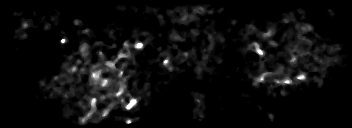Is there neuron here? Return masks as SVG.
Masks as SVG:
<instances>
[{"label": "neuron", "instance_id": "obj_1", "mask_svg": "<svg viewBox=\"0 0 352 128\" xmlns=\"http://www.w3.org/2000/svg\"><path fill=\"white\" fill-rule=\"evenodd\" d=\"M140 4L141 3L136 4V5H134V4L130 5V9L132 7H134V6H137V7L138 6H142L143 10L145 12H147V11L149 12L150 11L153 14V9L151 8V6H148V3H145L143 5H140ZM213 6H216V4H214V3H209L208 4V8H210V10L212 11V14L214 15L215 12L213 10ZM340 8L343 10V12L336 13L335 16H339L340 17V15H342V14L345 15L346 12H348V11L352 12V9L348 10V8H350V7L346 8L345 6L341 5ZM167 10H169V16L168 17L170 19L174 18L175 20H177L176 17H178V19H181V20L179 22H176V23H180L183 26V28H185L184 26L189 21V19L186 18L187 17L186 12H184L182 10V8H179V11H180L179 15L174 16L172 14L173 11H174V7H169L168 8V6H167ZM192 10L193 11L191 12V20H192V18L194 16L195 17H201V16H203V13L206 14L205 9H203V7L200 4L199 5H194ZM27 12L28 11L26 9H24L22 12H20V16L23 19V24L21 25V28H23L24 35L23 36H19V34H18V37H20L21 41L30 40V41H32V45L36 46V41L35 40H31L30 39L31 37L27 33H25L26 32L25 30L28 28L27 24H25V22H27L29 20V18L27 16ZM287 13H289V16H291V18H292V15H294L293 11H287ZM38 14H41V15L38 17L39 19H36V22H38V20L41 22L43 20V18L46 17V14H44L42 12V10H41V13H38ZM53 14H56L55 18L52 17ZM60 14H62L60 9L54 10V12L52 13V16H48L47 19L50 20V19L53 18L52 19L53 22L61 21ZM267 14H268V18L271 20L273 17H275L274 9H271L269 11V13H267ZM87 15L90 16L91 19H92V17L95 20L98 19V24H99V21H100L99 19L101 18L99 13H95L94 16H92L91 12H89ZM241 18L242 17L234 18V16H233V17H230L229 20L230 19H235V20L238 21V20H241ZM262 18H263L262 16L258 17L256 19V22L261 21ZM81 19H82L81 15H78V25L79 26L77 27V32L79 33V35L88 36L89 33H93L94 36L101 37V35H99L98 33H95V31H94V28H96V23L95 22L91 24L92 29L82 31V29L80 27L84 26V22H82ZM312 20L315 21V23H320L318 17L313 16V19H309V23H314ZM253 23H255V19L254 18L250 19V23L243 22V26H240V27L248 26V28H249V26H250V28H253ZM210 24H211V20H209V19H208V22L206 24L202 23V25H201V23H200V27L202 26V28L204 29V31L202 32V35H199L200 38L202 36V39H203L206 36L205 29L208 31V26H210ZM10 25H11V28H14L15 33H19L18 32V28H16L15 24L13 26H12V24H10ZM21 28H20V30H21ZM291 29L294 30V32H296V33H300V37L301 38H298L297 40H295V42L289 44V46H290L289 53H292V54L295 53L294 56L292 55V58L289 59L287 54L285 56L286 49H285V53H284L283 50L281 51V55H283L284 60L286 59L287 63L289 64V67H288L289 69L287 70L288 72H286V73L284 72V70H283L284 66H283V67H275L274 68V70H275L274 74L273 73L269 74V73H267L269 71H264L263 72L261 70L262 67L254 66L253 63L255 61H251V64H250L251 67H252L251 71L249 69H247L246 73H241V71L238 70V67L234 66L235 64L233 63L232 64L233 67H229V68L227 67L226 68L227 71H223L225 73L223 76L227 77L228 76V69H232V71L235 72L236 74H237V72H239V75H243L245 77H247L249 75V78L252 81V83H256V81H259L263 86L267 85L268 83L269 84L270 83H275L273 85L277 86V88L279 89V92H283L281 90V86L284 84L286 86L285 88L291 89V91L294 90V92H292V96L289 99V101H292L293 98H294V94H297V91H296L297 89L293 88V86H291V84L292 83H299L301 81H309L310 79H309L308 74L311 73L310 70H309V72L307 71L306 74L302 73L301 70L300 71L299 70L295 71V70L292 69L293 68L292 67L293 64L296 61L304 62L305 69H306L307 65L310 62H317V64H318V65H316L317 69L321 68V67L328 68V66H325V65L321 66V65H322L323 62L328 61L327 58H329V56H323V55L319 56L317 51L314 49L315 47H317V48H319V51H320V44H321V41H322V39H320V38L319 39L318 38H311V35L313 34V30L315 32H317L316 25L314 26V24H313L311 26V25H308L306 23H302V22L299 23L298 22L296 24H292ZM134 30L135 31H132V32H138L137 34H139L141 38H139L138 42L132 41L131 38L129 40H127V42H125V47H122V50L118 52V57L117 58H112V57H110L109 59L108 58H106V59L105 58H100V59L97 58L96 60L97 61L99 60V62H97V61L94 62V59L91 58L92 57V53H93L92 50H91V46H89L88 43L85 42L84 45H81V46L77 45V48H74V49L71 48L70 51H71L72 54L70 56H64L63 55V57H65V62H62V64H59V61L56 62V65L58 64V66H62V68L64 66V67H66L69 70V72H63L62 71V73H61V75L59 77L60 78V83H55V81L53 82V76L55 77V75H51L50 77L47 76V78H46V75H45L44 82L48 83V84L44 87V89H43L44 91L49 92L50 86H53L52 88H54L55 91L56 90H60V88H61V91L63 93L65 92V94H63V98H65L64 101H66V103L69 100H75V98H72V97H79V98H77L78 101L76 102V103H79L78 104L79 106L76 107V105H70V106H68L67 110H73V109L75 110V109H77L78 112H79V111H82V106H84V104H89L90 101L92 102L91 103L92 107H91V110H90V114H91L90 116H87L84 113H81V115L77 114V115H74V116L66 115V116H68V118H70L73 121V123H77L78 119H83V123H85L84 122L85 120H88L89 117H92L91 123L100 124V121H101L100 117L104 116V119H108L109 116L111 115L110 114L111 111L114 109L113 107H116L115 109H117V107L119 108V106L121 104H124L125 108L129 110V109L137 108V106L139 105L138 104L139 100L141 102V99L145 96V93H149L147 95L150 96V99L152 97H154V93L152 91L155 90L156 87H158V85H160V82L158 80H155V82L152 83L153 84V86H152L153 88H151L149 90H145L146 91L145 93L144 92L143 93H138V95L134 96L133 92H131L126 97H123V94H124L125 90L126 89H130V84L129 83L132 82V84H134L133 81H135V74L136 75L139 74V71H140V69L138 68L137 65L135 66V65L132 64L131 58H133L135 60V57H133V55L139 54L140 51L142 50V48L146 46L145 45V41H143L144 38H142V36H145V34H143L145 32H140L141 31L140 27H136ZM254 30L257 31V32H255L256 33L255 34L256 38H254L255 40H253L251 43H249L247 45L256 52L257 56H260V55L263 54L264 57L265 56L267 57L268 53L261 49L262 48L261 47L262 44L260 42H261V40L263 42H264V40H268L269 44H278L279 41L276 39V37L274 38V36H273V34H275V33H273L272 31H274V30L272 29V27H267V25H265L264 27H258L256 29L254 27ZM259 30H260V32H258ZM341 30H343V32H348L349 31L348 24L346 25L344 23V25H343ZM210 31L213 32L212 34L218 35L219 33H225V32L228 33L229 29L219 28L218 30L210 29ZM238 31H240L239 32L240 34H238V38L243 36V34H244L245 37L246 36H250V31H246L244 28L243 29L239 28L238 30H236V33ZM270 31H271V34H269L268 35L269 38L266 39V37H267L266 34L270 33ZM53 32H54V35L56 33L59 34V42L61 43V45L65 44L66 42L69 41L68 34L67 33L66 34L62 33V30L60 32L57 29V30H53ZM258 35L260 37L259 41H258V38H257ZM45 36H48V34H45ZM167 36H170L171 38H173L174 41H176L175 40V37H176V39H180L181 42H182V40H183V42H188V40H186V33L185 34H179V33L175 32V30H173V31H168ZM11 37L13 38V42L14 43L16 41L19 42V38H16L15 36L13 37V35H11ZM48 37H50V40L53 43H55V40L53 39V36H48ZM206 39L209 40V43L207 45V47H209V49H213L214 46H216V45H218V47H220V44H221L220 39L212 40L213 37L210 36V35H208ZM328 43H331V38L326 40V42L324 43L325 45L323 46V49H321V50L324 51V50L327 49V50H330V51H334L331 47L328 48V46H329ZM104 44L111 45V47H113V48L118 45V43H116L115 37H111V36H110L108 41L107 40L105 41ZM150 44H152V46L148 45L147 51H158L159 47L157 45H155L154 40H150ZM93 45L94 46L97 45V46L103 47V43L100 45L99 41H97V42L95 41V43ZM183 48L184 47H183L182 44H178V46H176V49H175L174 53L179 54L181 52V49H183ZM199 48H201V52L203 53V56H205V54L208 55L209 53L221 54V53H219L217 51L216 52L215 51L214 52H211V51L209 52L207 50V48H204L203 45H200ZM192 51H194V58H193V56H190L189 53H187V51H184L183 56L185 58H187L189 61H193L194 59L202 58L201 57L202 55L200 57H198L197 50H196V48H194V46L192 48ZM302 52L304 53V55L301 57L300 54ZM309 53H310V55H309ZM161 54H164V56L162 57V62H164L166 64V66H167V68L165 70L161 69L162 77H166L167 72L169 74V72L172 70V65H177V67L179 68L180 67L179 64L186 65V67H190L193 70L196 69L197 71H196V74L194 76H197L198 72L200 74L201 73L205 74V71L202 68V64L200 65V64L196 63L195 65H189V61L186 62V61H183L182 59L181 60L178 59L177 63H176V61H174L172 63V58H170L169 51H168V53L164 52V53H161ZM328 54L329 55H333L332 57H335L334 59H337V56L335 54H333V52H330ZM34 55H35L34 57L37 58V57L41 56V53L38 51V52L34 53ZM55 55H58V54H55V53L52 54L51 53L50 54V59L52 60V58H54ZM139 56H140V59L138 57L136 58L137 62L141 61L142 57H145L142 54L139 55ZM124 57H127V59L122 61V59ZM155 58L156 57L154 56V57H152V60L151 59L147 60L146 61V66L152 65L151 61H157V60H155ZM220 58L221 59H217L216 60L218 62V63H216L217 66H215V63L213 65L212 62L207 63V65H210L209 71H206L207 74H208V72H209V74L211 72H216L215 74H217V68L219 69V66H220L219 65L220 64L219 60L220 61L225 60L224 57L222 58L220 56ZM129 59H130V62H129ZM273 59H274L273 60V64L277 65V62H279L278 58L277 59L273 58ZM312 59H314V60H312ZM179 61H181V63H179ZM118 63H120L122 65V68H120V69L117 68V64ZM105 64L108 65L107 68L104 67ZM130 66L131 67L134 66V71L132 73L130 72L129 74H127V78L125 80H123L122 83H120L119 81L122 79V76L124 74V69L126 67H130ZM83 68H86V69H83ZM84 70L88 71V75H90V76H86L85 73L83 72ZM111 70H113L114 73H119L118 77H114V75H111V76H108V78L103 79L102 75L104 73H107L108 71H111ZM252 70L253 71H259V75L255 76L254 74H252ZM132 74H133V76H132ZM20 75H21V77H15L14 75L12 76L10 74L8 76V78L10 80L13 79L14 82H17L16 79H20V78L23 77L22 73L18 74V76H20ZM314 75L316 76V78H314L313 81H314V83H317V78H319L320 73L314 74ZM346 75H347V72L342 73V74H338V75L336 73H334V74L330 75L331 76L330 80H334V78H336V77L339 80H342L344 78V76H346ZM266 76H267V79H266ZM83 78L84 79L87 78L88 82L91 83V86H89V90H86L85 88L82 89V91L79 90V86H84V87L87 86L85 84L82 85V83H83L82 79ZM132 78H134V79H132ZM111 79L112 80L115 79V81H111ZM98 81H100V83H98ZM323 81H325L326 85H330V81L326 80V78ZM229 82L234 84L235 91H236L237 88L239 89L238 82L228 81V78H227V83H229ZM34 85H36V84H32L31 88H34ZM337 85L338 84L333 85L331 89L335 90V93L333 92V94L339 95L340 91H336V89H335V87H337ZM116 87H118L119 90H116ZM31 88H30L29 91H26V93H25V101L26 102H28V97H27L28 93L27 92H31L32 91ZM83 91H85V95H84ZM68 92L69 93L73 92V96H71L70 94L66 95V93H68ZM90 92H95V95L91 96ZM12 97H13V100H14V97H15L16 100H21V96H19V95H13ZM108 97H111V99L109 100ZM198 97L199 96H198V92H197V94H194L192 96V99L196 100ZM63 98H58V100H56V104L55 105H57V107H58V105L63 103ZM327 98H328V102L331 101L332 98H333L332 94H330ZM84 99H87V101L84 102L83 101ZM102 101L103 102L107 101V103H108L107 105L108 106L104 109L103 115L99 116V114H95V113H97L96 111H100L101 107L98 106L97 104L98 103H102ZM109 101H111V102L109 103ZM319 106L320 107L322 106V101L320 99L318 101V108H319ZM33 111L34 112H37V111L39 112V108L38 107H34V108L31 107V109L28 111L29 112L28 115L29 116L30 115L33 116L34 115ZM161 111H162L161 114H163V115H167V114H172L173 115L176 112L175 110H161ZM141 112H143V113H141V116L149 117L148 115H145V114H148V112L147 113H145L144 111H141ZM119 113H121L120 112V108H119ZM262 114H264V115L267 114V117H270L269 115H271L273 120L268 122V126H272L273 123L275 122V118H274V116H272L273 113L267 112V110H265L263 113H261L260 118H262ZM117 115H120V119L122 120V126L121 125L120 126H115V128H122L124 126V124H128V123L130 124L133 121L140 122L139 121L140 119H138V117L135 119V117L132 116V114L127 115V118H124L123 116H121V114H117ZM75 116H76V118H75ZM193 116H195V111H193V113H190V117H191V119H194L193 122L195 124L196 123H201V125L206 124L205 119L203 121H198ZM284 121H285V124H288V121H290V117H286V115H285V119L284 118L282 119V123ZM330 122H332L331 125H333V122H334V126H336L335 128H340L339 123H338V125H335L336 124L335 123L336 122L335 118H334V120H330ZM228 126H229L228 124H224L223 123V125L221 127H215V128H227ZM41 127L51 128L50 126L46 125V122H43Z\"/></svg>", "mask_w": 352, "mask_h": 128}]
</instances>
